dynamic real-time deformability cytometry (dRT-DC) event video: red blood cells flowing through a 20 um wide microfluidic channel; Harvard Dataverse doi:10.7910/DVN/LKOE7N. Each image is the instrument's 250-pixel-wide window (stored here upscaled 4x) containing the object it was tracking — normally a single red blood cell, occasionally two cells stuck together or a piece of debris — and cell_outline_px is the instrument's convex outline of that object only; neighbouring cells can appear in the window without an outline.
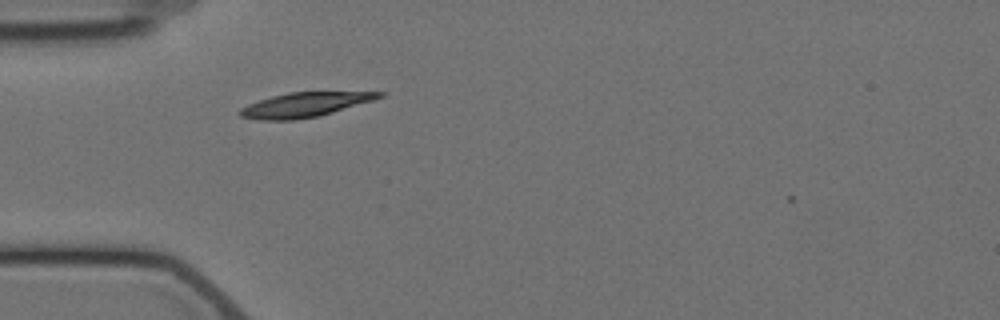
{"species": "Egyptian fruit bat (a non-hibernating species)", "species_latin": "Rousettus aegyptiacus", "temperature_condition": "cold", "stored_images_in_passage": 2, "camera_frame_rate_fps": 3000, "um_per_image_px": 0.085, "animal": {"sex": "female"}, "frame": {"image": 1, "passage_image": 2, "time_ms": 2.0, "image_size_px": [1000, 320], "cell_outline_px": [[384, 96], [372, 100], [320, 116], [292, 120], [260, 120], [240, 116], [236, 112], [240, 108], [248, 104], [272, 96], [288, 92], [384, 92]], "centroid_in_image_um": [25.84, 8.91], "position_along_channel_um": 59.2, "area_um2": 19.71}}